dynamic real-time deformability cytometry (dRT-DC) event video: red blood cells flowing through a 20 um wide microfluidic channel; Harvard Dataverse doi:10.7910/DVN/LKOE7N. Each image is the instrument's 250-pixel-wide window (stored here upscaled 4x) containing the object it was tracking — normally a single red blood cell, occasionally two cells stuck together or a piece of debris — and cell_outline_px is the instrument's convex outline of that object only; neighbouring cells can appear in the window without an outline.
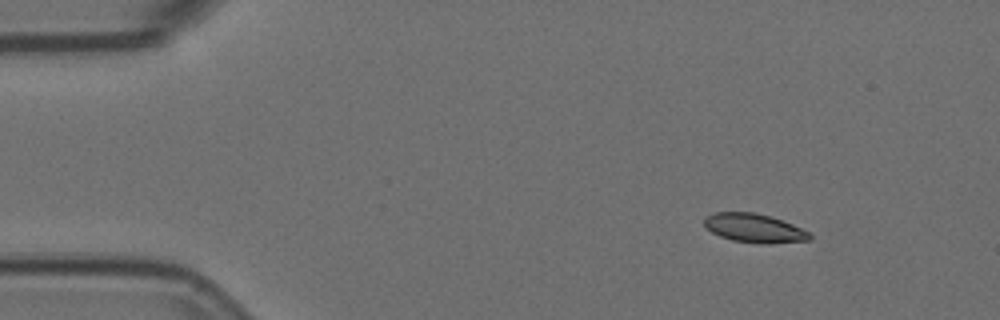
{"species": "Egyptian fruit bat (a non-hibernating species)", "species_latin": "Rousettus aegyptiacus", "temperature_condition": "room temperature", "stored_images_in_passage": 10, "camera_frame_rate_fps": 3000, "um_per_image_px": 0.085, "animal": {"sex": "female"}, "frame": {"image": 1, "passage_image": 1, "time_ms": 0.0, "image_size_px": [1000, 320], "cell_outline_px": [[812, 240], [764, 244], [732, 240], [720, 236], [712, 232], [704, 224], [704, 220], [708, 216], [716, 212], [752, 212], [768, 216], [792, 224], [808, 232], [812, 236]], "centroid_in_image_um": [64.12, 19.4], "position_along_channel_um": 20.9, "area_um2": 17.4}}
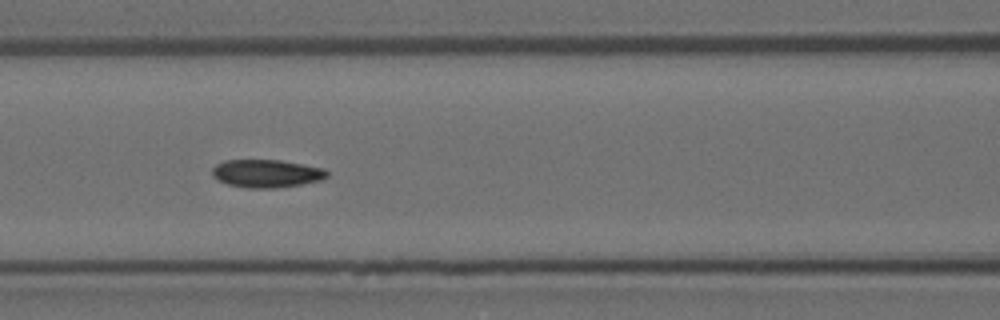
{"frame": {"image": 2, "passage_image": 6, "time_ms": 1.667, "image_size_px": [1000, 320], "cell_outline_px": [[328, 176], [320, 180], [300, 184], [276, 188], [248, 188], [228, 184], [216, 180], [212, 176], [212, 168], [216, 164], [224, 160], [280, 160], [324, 168], [328, 172]], "centroid_in_image_um": [22.62, 14.74], "position_along_channel_um": 144.0, "area_um2": 18.73}}
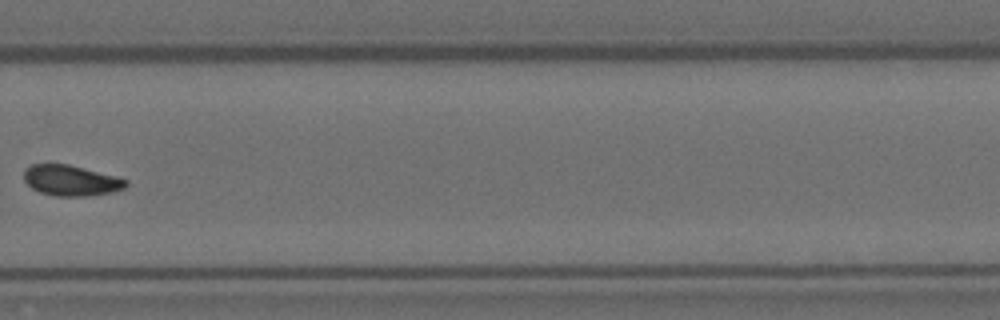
{"frame": {"image": 3, "passage_image": 10, "time_ms": 3.0, "image_size_px": [1000, 320], "cell_outline_px": [[128, 184], [124, 188], [112, 192], [88, 196], [52, 196], [40, 192], [32, 188], [24, 180], [24, 168], [32, 164], [68, 164], [116, 176], [128, 180]], "centroid_in_image_um": [6.02, 15.34], "position_along_channel_um": 323.8, "area_um2": 18.26}}